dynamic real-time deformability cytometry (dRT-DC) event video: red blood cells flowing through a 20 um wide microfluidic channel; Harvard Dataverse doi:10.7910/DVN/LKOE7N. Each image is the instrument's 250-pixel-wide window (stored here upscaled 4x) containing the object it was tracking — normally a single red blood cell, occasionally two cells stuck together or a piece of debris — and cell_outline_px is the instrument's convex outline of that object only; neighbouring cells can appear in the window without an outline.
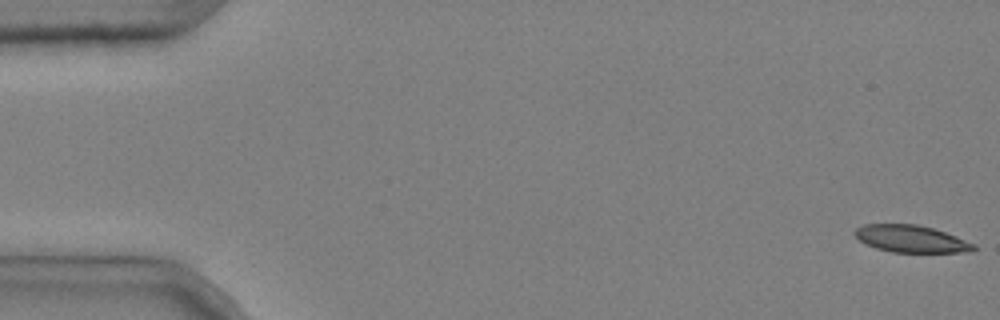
{"species": "common noctule bat (a hibernating species)", "species_latin": "Nyctalus noctula", "temperature_condition": "cold", "stored_images_in_passage": 4, "camera_frame_rate_fps": 3000, "um_per_image_px": 0.085, "animal": {"sex": "male", "body_mass_g": 20.4}, "frame": {"image": 1, "passage_image": 1, "time_ms": 0.0, "image_size_px": [1000, 320], "cell_outline_px": [[976, 248], [972, 252], [892, 252], [876, 248], [860, 240], [852, 232], [856, 228], [864, 224], [916, 224], [932, 228], [956, 236], [976, 244]], "centroid_in_image_um": [77.46, 20.3], "position_along_channel_um": 7.5, "area_um2": 18.73}}